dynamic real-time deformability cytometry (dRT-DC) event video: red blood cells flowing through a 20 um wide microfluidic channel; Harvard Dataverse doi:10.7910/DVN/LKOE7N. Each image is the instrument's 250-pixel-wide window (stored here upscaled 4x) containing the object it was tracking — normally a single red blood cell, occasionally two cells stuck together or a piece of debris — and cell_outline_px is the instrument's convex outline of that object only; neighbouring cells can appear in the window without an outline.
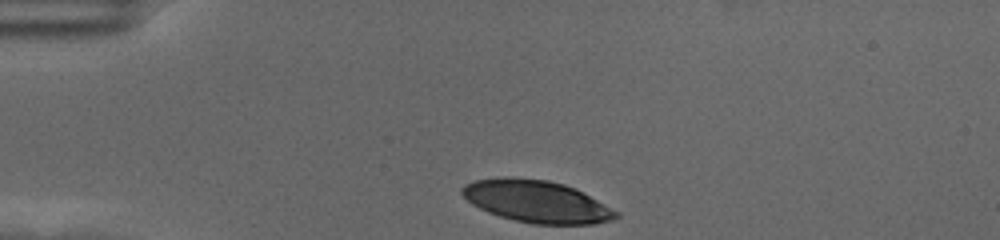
{"species": "human", "species_latin": "Homo sapiens", "temperature_condition": "cold", "stored_images_in_passage": 35, "camera_frame_rate_fps": 3000, "um_per_image_px": 0.085, "donor": {"sex": "female"}, "frame": {"image": 1, "passage_image": 1, "time_ms": 0.0, "image_size_px": [1000, 240], "cell_outline_px": [[620, 216], [616, 220], [592, 224], [532, 224], [500, 216], [488, 212], [472, 204], [460, 192], [460, 188], [464, 184], [472, 180], [504, 176], [508, 176], [548, 180], [564, 184], [576, 188], [584, 192], [620, 212]], "centroid_in_image_um": [45.64, 17.11], "position_along_channel_um": 39.4, "area_um2": 38.26}}
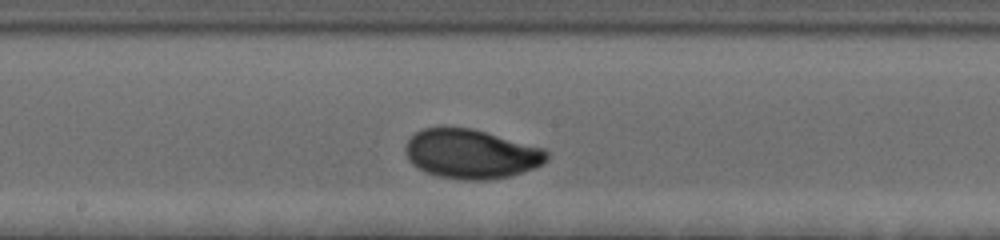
{"frame": {"image": 2, "passage_image": 19, "time_ms": 6.0, "image_size_px": [1000, 240], "cell_outline_px": [[548, 160], [532, 168], [508, 176], [484, 180], [464, 180], [436, 176], [424, 172], [416, 168], [408, 160], [404, 148], [408, 140], [416, 132], [424, 128], [472, 128], [544, 148], [548, 152]], "centroid_in_image_um": [40.01, 13.09], "position_along_channel_um": 208.2, "area_um2": 40.46}}
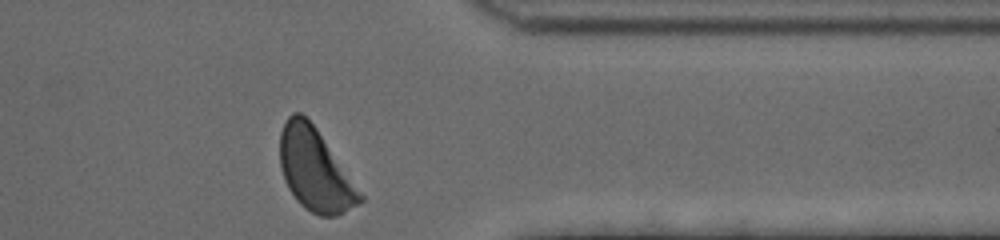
{"frame": {"image": 3, "passage_image": 35, "time_ms": 11.333, "image_size_px": [1000, 240], "cell_outline_px": [[364, 200], [360, 204], [336, 216], [320, 216], [304, 208], [296, 200], [288, 188], [284, 180], [280, 164], [280, 132], [288, 116], [292, 112], [300, 112], [316, 128], [364, 196]], "centroid_in_image_um": [26.77, 14.46], "position_along_channel_um": 384.6, "area_um2": 38.03}, "authors_computed_cell_mechanics": {"area_um2": 39.0728, "velocity_mm_per_s": 3.4678, "shape_relaxation_time_tau1_ms": 3.5792, "shape_relaxation_time_tau2_ms": null, "deformation_change_tau1": 0.1623, "deformation_change_tau2": null}}